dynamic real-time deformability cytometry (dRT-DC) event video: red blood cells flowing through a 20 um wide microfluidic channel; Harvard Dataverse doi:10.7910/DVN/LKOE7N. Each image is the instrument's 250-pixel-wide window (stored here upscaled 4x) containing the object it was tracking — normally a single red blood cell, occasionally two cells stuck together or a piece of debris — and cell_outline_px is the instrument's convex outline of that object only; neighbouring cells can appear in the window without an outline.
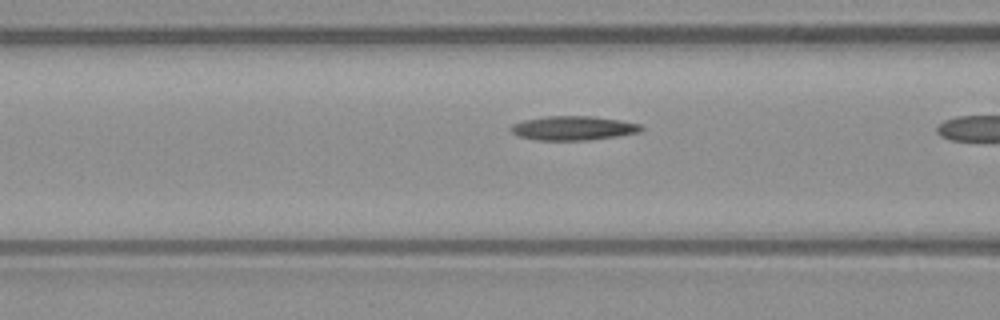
{"species": "common noctule bat (a hibernating species)", "species_latin": "Nyctalus noctula", "temperature_condition": "warm", "stored_images_in_passage": 19, "camera_frame_rate_fps": 3000, "um_per_image_px": 0.085, "animal": {"sex": "male", "body_mass_g": 23.1, "forearm_length_mm": 52.7}, "frame": {"image": 1, "passage_image": 18, "time_ms": 5.667, "image_size_px": [1000, 320], "cell_outline_px": [[644, 128], [640, 132], [616, 136], [588, 140], [536, 140], [516, 136], [508, 128], [512, 124], [524, 120], [544, 116], [592, 116], [620, 120], [640, 124]], "centroid_in_image_um": [48.68, 10.89], "position_along_channel_um": 117.9, "area_um2": 18.44}}